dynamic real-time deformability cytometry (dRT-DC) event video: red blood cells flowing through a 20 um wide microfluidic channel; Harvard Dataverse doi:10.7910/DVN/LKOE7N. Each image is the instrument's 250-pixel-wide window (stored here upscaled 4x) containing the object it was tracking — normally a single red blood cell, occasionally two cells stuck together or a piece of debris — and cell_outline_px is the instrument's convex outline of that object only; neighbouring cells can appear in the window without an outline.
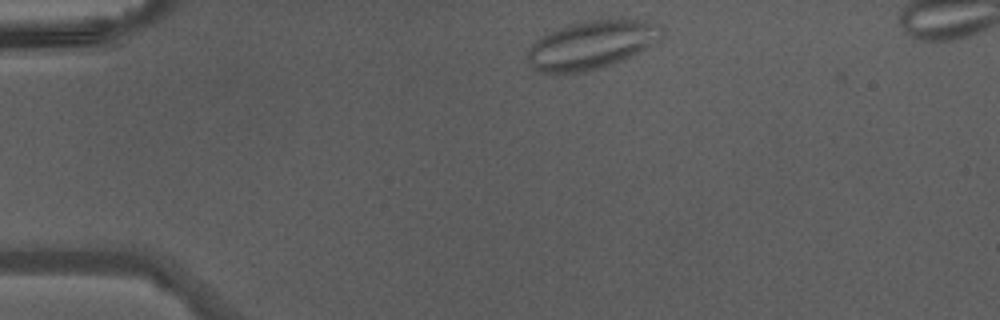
{"species": "Egyptian fruit bat (a non-hibernating species)", "species_latin": "Rousettus aegyptiacus", "temperature_condition": "warm", "stored_images_in_passage": 15, "camera_frame_rate_fps": 3000, "um_per_image_px": 0.085, "animal": {"sex": "male"}, "frame": {"image": 1, "passage_image": 1, "time_ms": 0.0, "image_size_px": [1000, 320], "cell_outline_px": [[664, 36], [652, 44], [612, 64], [588, 72], [560, 76], [536, 72], [528, 64], [524, 56], [528, 48], [540, 36], [556, 28], [568, 24], [588, 20], [620, 16], [644, 20], [660, 24], [664, 32]], "centroid_in_image_um": [50.2, 3.81], "position_along_channel_um": 34.8, "area_um2": 39.42}}